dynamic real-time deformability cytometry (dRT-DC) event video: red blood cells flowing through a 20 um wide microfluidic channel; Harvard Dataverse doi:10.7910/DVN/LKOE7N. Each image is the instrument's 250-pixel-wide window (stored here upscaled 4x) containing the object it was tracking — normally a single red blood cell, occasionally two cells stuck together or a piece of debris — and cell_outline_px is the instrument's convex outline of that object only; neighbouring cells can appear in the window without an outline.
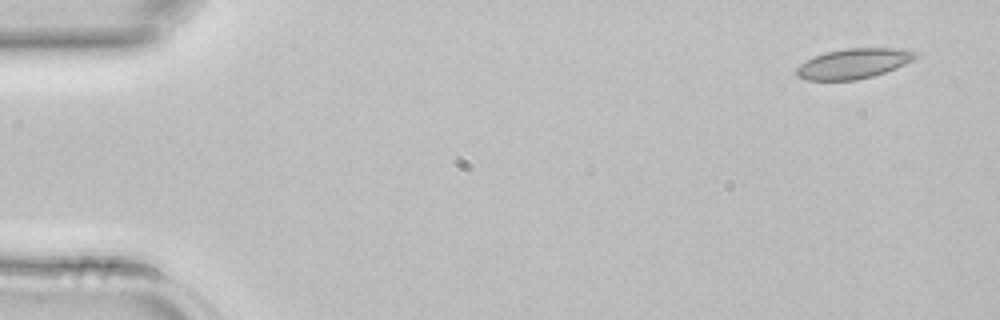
{"species": "common noctule bat (a hibernating species)", "species_latin": "Nyctalus noctula", "temperature_condition": "room temperature", "stored_images_in_passage": 3, "camera_frame_rate_fps": 3000, "um_per_image_px": 0.085, "animal": {"sex": "female", "body_mass_g": 22.7, "forearm_length_mm": 54.2}, "frame": {"image": 1, "passage_image": 1, "time_ms": 0.0, "image_size_px": [1000, 320], "cell_outline_px": [[920, 56], [896, 68], [872, 76], [856, 80], [808, 80], [796, 76], [796, 68], [800, 64], [824, 52], [844, 48], [904, 48], [920, 52]], "centroid_in_image_um": [72.6, 5.38], "position_along_channel_um": 12.4, "area_um2": 20.98}}
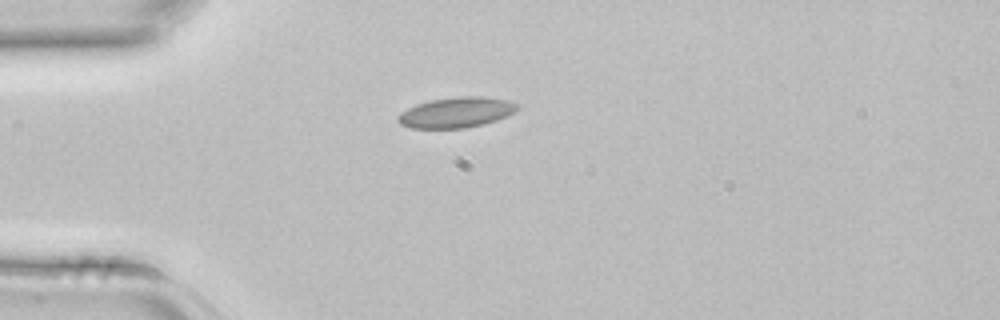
{"frame": {"image": 2, "passage_image": 3, "time_ms": 0.667, "image_size_px": [1000, 320], "cell_outline_px": [[520, 108], [496, 120], [484, 124], [464, 128], [412, 128], [400, 124], [396, 120], [396, 116], [400, 112], [416, 104], [432, 100], [460, 96], [480, 96], [508, 100], [520, 104]], "centroid_in_image_um": [38.76, 9.55], "position_along_channel_um": 46.2, "area_um2": 21.15}}